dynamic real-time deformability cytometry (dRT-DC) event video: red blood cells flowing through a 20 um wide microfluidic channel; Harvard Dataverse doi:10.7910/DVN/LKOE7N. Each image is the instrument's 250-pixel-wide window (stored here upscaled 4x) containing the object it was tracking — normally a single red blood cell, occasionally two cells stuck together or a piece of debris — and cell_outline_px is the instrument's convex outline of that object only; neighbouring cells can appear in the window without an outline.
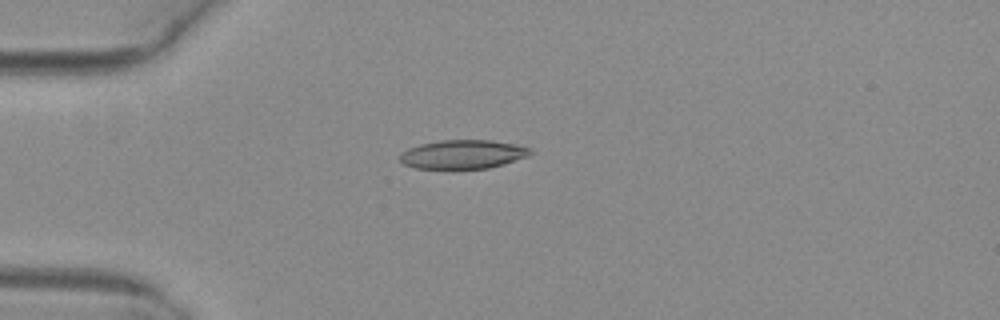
{"species": "common noctule bat (a hibernating species)", "species_latin": "Nyctalus noctula", "temperature_condition": "warm", "stored_images_in_passage": 2, "camera_frame_rate_fps": 3000, "um_per_image_px": 0.085, "animal": {"sex": "female", "body_mass_g": 29.2, "forearm_length_mm": 56.3}, "frame": {"image": 1, "passage_image": 1, "time_ms": 0.0, "image_size_px": [1000, 320], "cell_outline_px": [[532, 152], [528, 156], [504, 164], [488, 168], [416, 168], [404, 164], [400, 160], [400, 152], [408, 148], [420, 144], [440, 140], [492, 140], [516, 144], [532, 148]], "centroid_in_image_um": [39.36, 13.1], "position_along_channel_um": 45.6, "area_um2": 21.91}}
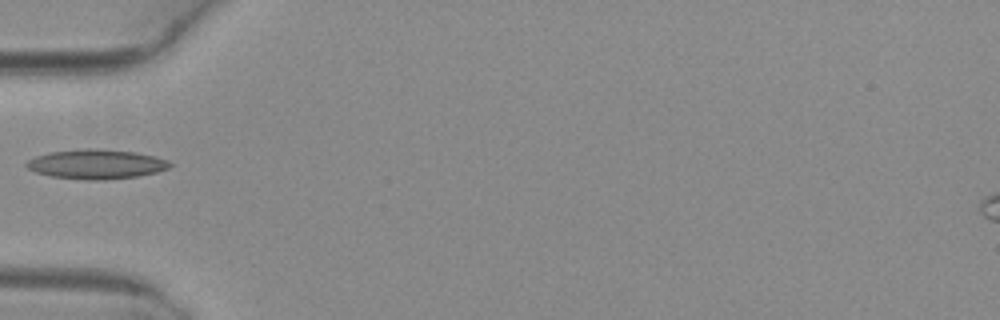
{"frame": {"image": 2, "passage_image": 2, "time_ms": 0.333, "image_size_px": [1000, 320], "cell_outline_px": [[172, 164], [168, 168], [156, 172], [136, 176], [104, 180], [84, 180], [52, 176], [36, 172], [28, 168], [24, 164], [28, 160], [36, 156], [48, 152], [84, 148], [96, 148], [136, 152], [156, 156], [168, 160]], "centroid_in_image_um": [8.18, 13.94], "position_along_channel_um": 76.8, "area_um2": 24.74}}